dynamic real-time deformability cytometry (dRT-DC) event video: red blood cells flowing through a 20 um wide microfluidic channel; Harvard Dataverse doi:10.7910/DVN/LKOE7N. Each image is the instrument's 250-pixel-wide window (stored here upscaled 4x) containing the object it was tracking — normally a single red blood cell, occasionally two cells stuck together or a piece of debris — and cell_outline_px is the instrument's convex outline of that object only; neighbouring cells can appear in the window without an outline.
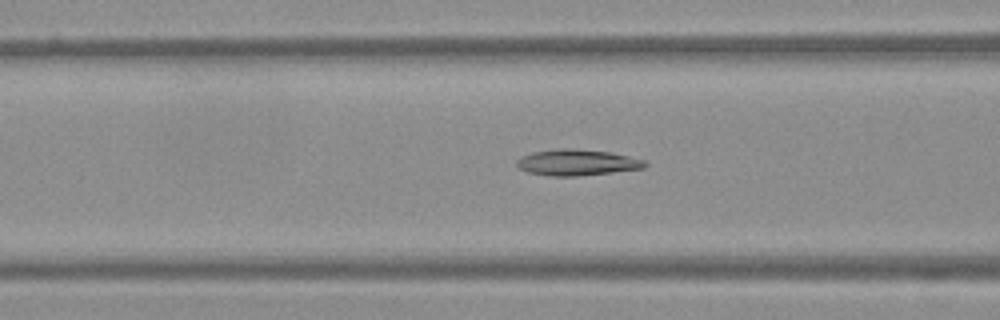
{"species": "Egyptian fruit bat (a non-hibernating species)", "species_latin": "Rousettus aegyptiacus", "temperature_condition": "warm", "stored_images_in_passage": 39, "camera_frame_rate_fps": 3000, "um_per_image_px": 0.085, "frame": {"image": 1, "passage_image": 18, "time_ms": 5.667, "image_size_px": [1000, 320], "cell_outline_px": [[648, 164], [644, 168], [612, 172], [576, 176], [552, 176], [528, 172], [520, 168], [516, 164], [516, 160], [532, 152], [560, 148], [572, 148], [608, 152], [628, 156], [644, 160]], "centroid_in_image_um": [49.04, 13.81], "position_along_channel_um": 117.6, "area_um2": 19.25}}
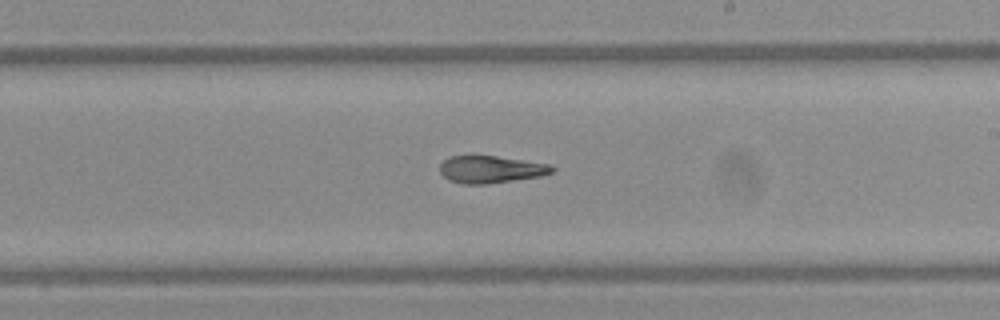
{"frame": {"image": 2, "passage_image": 28, "time_ms": 9.0, "image_size_px": [1000, 320], "cell_outline_px": [[556, 168], [552, 172], [540, 176], [488, 184], [464, 184], [448, 180], [440, 172], [440, 164], [448, 156], [496, 156], [552, 164]], "centroid_in_image_um": [41.73, 14.4], "position_along_channel_um": 247.3, "area_um2": 17.86}}
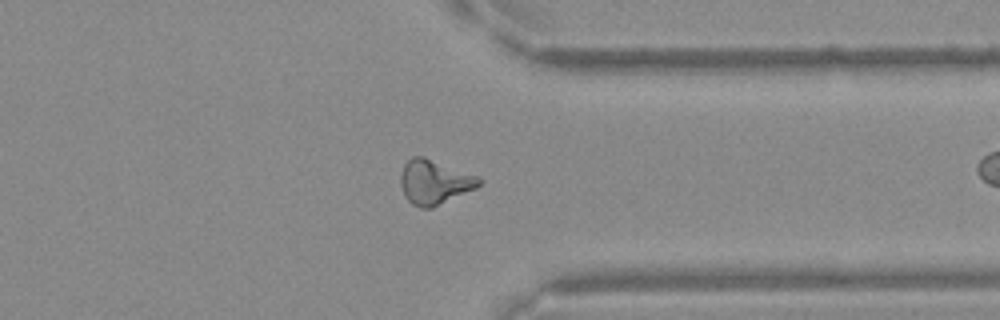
{"frame": {"image": 3, "passage_image": 38, "time_ms": 12.333, "image_size_px": [1000, 320], "cell_outline_px": [[484, 180], [476, 188], [432, 208], [420, 208], [412, 204], [404, 196], [400, 184], [400, 176], [404, 164], [412, 156], [424, 156], [480, 176]], "centroid_in_image_um": [36.94, 15.46], "position_along_channel_um": 374.5, "area_um2": 20.58}}